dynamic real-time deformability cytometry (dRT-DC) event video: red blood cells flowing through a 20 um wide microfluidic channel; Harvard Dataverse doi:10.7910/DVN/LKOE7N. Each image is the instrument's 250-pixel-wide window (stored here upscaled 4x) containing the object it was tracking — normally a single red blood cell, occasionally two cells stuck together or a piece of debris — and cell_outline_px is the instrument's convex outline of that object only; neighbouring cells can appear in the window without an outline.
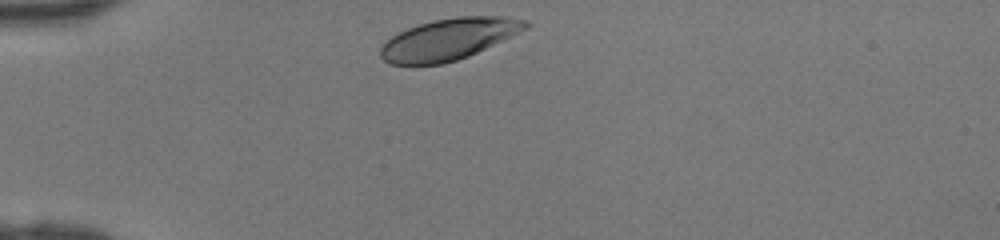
{"species": "human", "species_latin": "Homo sapiens", "temperature_condition": "room temperature", "stored_images_in_passage": 28, "camera_frame_rate_fps": 3000, "um_per_image_px": 0.085, "donor": {"sex": "female"}, "frame": {"image": 1, "passage_image": 1, "time_ms": 0.0, "image_size_px": [1000, 240], "cell_outline_px": [[532, 24], [528, 28], [520, 32], [468, 56], [444, 64], [388, 64], [380, 56], [380, 48], [392, 36], [408, 28], [432, 20], [460, 16], [508, 16], [528, 20]], "centroid_in_image_um": [38.19, 3.31], "position_along_channel_um": 46.8, "area_um2": 34.85}}
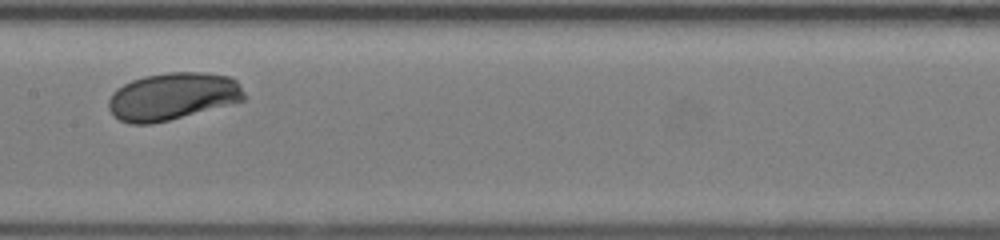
{"frame": {"image": 2, "passage_image": 13, "time_ms": 4.0, "image_size_px": [1000, 240], "cell_outline_px": [[244, 100], [168, 120], [152, 124], [128, 124], [112, 116], [108, 108], [108, 100], [112, 92], [116, 88], [132, 80], [144, 76], [168, 72], [200, 72], [228, 76], [236, 80], [240, 84], [244, 92]], "centroid_in_image_um": [14.61, 8.19], "position_along_channel_um": 192.8, "area_um2": 37.4}}
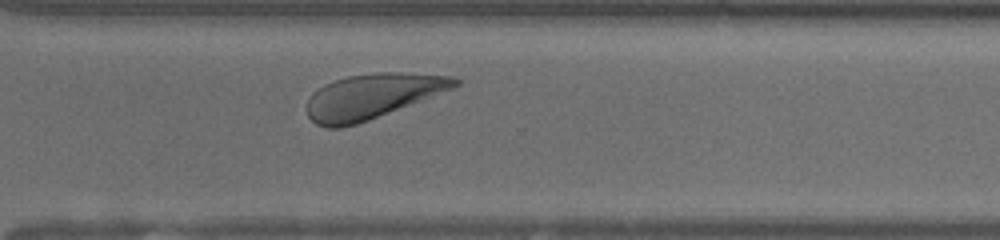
{"frame": {"image": 3, "passage_image": 23, "time_ms": 7.333, "image_size_px": [1000, 240], "cell_outline_px": [[460, 84], [452, 88], [368, 120], [356, 124], [340, 128], [328, 128], [316, 124], [308, 116], [308, 100], [312, 92], [324, 84], [348, 76], [380, 72], [404, 72], [452, 76], [460, 80]], "centroid_in_image_um": [31.61, 8.17], "position_along_channel_um": 339.0, "area_um2": 38.15}}